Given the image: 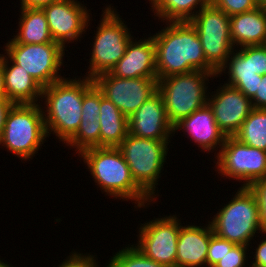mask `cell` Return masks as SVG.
I'll use <instances>...</instances> for the list:
<instances>
[{"label": "cell", "mask_w": 266, "mask_h": 267, "mask_svg": "<svg viewBox=\"0 0 266 267\" xmlns=\"http://www.w3.org/2000/svg\"><path fill=\"white\" fill-rule=\"evenodd\" d=\"M93 83L128 118L158 91L157 78H118L110 72L95 77Z\"/></svg>", "instance_id": "4fadbf2b"}, {"label": "cell", "mask_w": 266, "mask_h": 267, "mask_svg": "<svg viewBox=\"0 0 266 267\" xmlns=\"http://www.w3.org/2000/svg\"><path fill=\"white\" fill-rule=\"evenodd\" d=\"M230 34L234 48L266 44V9L230 16Z\"/></svg>", "instance_id": "7402d4cb"}, {"label": "cell", "mask_w": 266, "mask_h": 267, "mask_svg": "<svg viewBox=\"0 0 266 267\" xmlns=\"http://www.w3.org/2000/svg\"><path fill=\"white\" fill-rule=\"evenodd\" d=\"M213 162L216 173L223 179L242 183L241 187H249L266 177V151L245 145L234 137H226Z\"/></svg>", "instance_id": "30bf717a"}, {"label": "cell", "mask_w": 266, "mask_h": 267, "mask_svg": "<svg viewBox=\"0 0 266 267\" xmlns=\"http://www.w3.org/2000/svg\"><path fill=\"white\" fill-rule=\"evenodd\" d=\"M18 28L13 34L16 43L42 44L54 42L51 36L47 18L42 8H20ZM18 32V33H17Z\"/></svg>", "instance_id": "cb8c5ba5"}, {"label": "cell", "mask_w": 266, "mask_h": 267, "mask_svg": "<svg viewBox=\"0 0 266 267\" xmlns=\"http://www.w3.org/2000/svg\"><path fill=\"white\" fill-rule=\"evenodd\" d=\"M170 143L171 140L147 139L129 133L117 146L129 166L135 183L155 203L159 196L158 181L161 179L164 164L167 162L166 156L172 146Z\"/></svg>", "instance_id": "52a82bcc"}, {"label": "cell", "mask_w": 266, "mask_h": 267, "mask_svg": "<svg viewBox=\"0 0 266 267\" xmlns=\"http://www.w3.org/2000/svg\"><path fill=\"white\" fill-rule=\"evenodd\" d=\"M47 137L40 103L14 104L7 114L0 146L21 162L30 161L47 142Z\"/></svg>", "instance_id": "8992f818"}, {"label": "cell", "mask_w": 266, "mask_h": 267, "mask_svg": "<svg viewBox=\"0 0 266 267\" xmlns=\"http://www.w3.org/2000/svg\"><path fill=\"white\" fill-rule=\"evenodd\" d=\"M210 3L229 17L249 12L259 7L255 0H210Z\"/></svg>", "instance_id": "4dcf8cb0"}, {"label": "cell", "mask_w": 266, "mask_h": 267, "mask_svg": "<svg viewBox=\"0 0 266 267\" xmlns=\"http://www.w3.org/2000/svg\"><path fill=\"white\" fill-rule=\"evenodd\" d=\"M102 92L93 83L92 79L84 77V96L82 104V119L98 118Z\"/></svg>", "instance_id": "f1b7e54d"}, {"label": "cell", "mask_w": 266, "mask_h": 267, "mask_svg": "<svg viewBox=\"0 0 266 267\" xmlns=\"http://www.w3.org/2000/svg\"><path fill=\"white\" fill-rule=\"evenodd\" d=\"M255 195L259 207L261 229L266 232V177L256 180L249 186Z\"/></svg>", "instance_id": "836d02e7"}, {"label": "cell", "mask_w": 266, "mask_h": 267, "mask_svg": "<svg viewBox=\"0 0 266 267\" xmlns=\"http://www.w3.org/2000/svg\"><path fill=\"white\" fill-rule=\"evenodd\" d=\"M84 5L78 0H61L42 7L53 41L66 51L69 43L81 42L92 21V13Z\"/></svg>", "instance_id": "5bb4252c"}, {"label": "cell", "mask_w": 266, "mask_h": 267, "mask_svg": "<svg viewBox=\"0 0 266 267\" xmlns=\"http://www.w3.org/2000/svg\"><path fill=\"white\" fill-rule=\"evenodd\" d=\"M3 260H4V259H2V260L0 259V267H13L12 264H10V263L8 264V262H6V261H5V263H4ZM15 267H16V266H15Z\"/></svg>", "instance_id": "60d3db41"}, {"label": "cell", "mask_w": 266, "mask_h": 267, "mask_svg": "<svg viewBox=\"0 0 266 267\" xmlns=\"http://www.w3.org/2000/svg\"><path fill=\"white\" fill-rule=\"evenodd\" d=\"M6 99L14 104L40 103L42 87L7 54H2Z\"/></svg>", "instance_id": "44dd1931"}, {"label": "cell", "mask_w": 266, "mask_h": 267, "mask_svg": "<svg viewBox=\"0 0 266 267\" xmlns=\"http://www.w3.org/2000/svg\"><path fill=\"white\" fill-rule=\"evenodd\" d=\"M233 137L245 145L266 151V109L253 108Z\"/></svg>", "instance_id": "484cf974"}, {"label": "cell", "mask_w": 266, "mask_h": 267, "mask_svg": "<svg viewBox=\"0 0 266 267\" xmlns=\"http://www.w3.org/2000/svg\"><path fill=\"white\" fill-rule=\"evenodd\" d=\"M223 84V85H221ZM209 92L207 104L213 110L215 122L226 137H233L253 109L251 99L240 90L221 83Z\"/></svg>", "instance_id": "9a60e30c"}, {"label": "cell", "mask_w": 266, "mask_h": 267, "mask_svg": "<svg viewBox=\"0 0 266 267\" xmlns=\"http://www.w3.org/2000/svg\"><path fill=\"white\" fill-rule=\"evenodd\" d=\"M250 246L235 245L228 253H226L222 259L214 267H247ZM249 256H248V255Z\"/></svg>", "instance_id": "f546056e"}, {"label": "cell", "mask_w": 266, "mask_h": 267, "mask_svg": "<svg viewBox=\"0 0 266 267\" xmlns=\"http://www.w3.org/2000/svg\"><path fill=\"white\" fill-rule=\"evenodd\" d=\"M113 4L105 5L101 8L102 14L99 24L94 30L95 36L92 38V49L89 53L88 72L83 77L94 79L95 77L110 72L116 63L124 56L130 40L133 38L128 28L127 22L118 14V9ZM125 22V23H124ZM91 54V55H90Z\"/></svg>", "instance_id": "5b68a950"}, {"label": "cell", "mask_w": 266, "mask_h": 267, "mask_svg": "<svg viewBox=\"0 0 266 267\" xmlns=\"http://www.w3.org/2000/svg\"><path fill=\"white\" fill-rule=\"evenodd\" d=\"M61 0H20V8H42L43 6L58 2Z\"/></svg>", "instance_id": "f35d334b"}, {"label": "cell", "mask_w": 266, "mask_h": 267, "mask_svg": "<svg viewBox=\"0 0 266 267\" xmlns=\"http://www.w3.org/2000/svg\"><path fill=\"white\" fill-rule=\"evenodd\" d=\"M252 67L256 74H266V44L252 46Z\"/></svg>", "instance_id": "e575fe53"}, {"label": "cell", "mask_w": 266, "mask_h": 267, "mask_svg": "<svg viewBox=\"0 0 266 267\" xmlns=\"http://www.w3.org/2000/svg\"><path fill=\"white\" fill-rule=\"evenodd\" d=\"M247 267H264V266L257 265V264H255V263H251V262H249Z\"/></svg>", "instance_id": "7bdbcfd3"}, {"label": "cell", "mask_w": 266, "mask_h": 267, "mask_svg": "<svg viewBox=\"0 0 266 267\" xmlns=\"http://www.w3.org/2000/svg\"><path fill=\"white\" fill-rule=\"evenodd\" d=\"M131 135L154 139L170 140L173 125L169 122L161 94L157 91L128 118Z\"/></svg>", "instance_id": "2e32d148"}, {"label": "cell", "mask_w": 266, "mask_h": 267, "mask_svg": "<svg viewBox=\"0 0 266 267\" xmlns=\"http://www.w3.org/2000/svg\"><path fill=\"white\" fill-rule=\"evenodd\" d=\"M236 244L213 234L207 251V267H214Z\"/></svg>", "instance_id": "1f68e13d"}, {"label": "cell", "mask_w": 266, "mask_h": 267, "mask_svg": "<svg viewBox=\"0 0 266 267\" xmlns=\"http://www.w3.org/2000/svg\"><path fill=\"white\" fill-rule=\"evenodd\" d=\"M255 1L259 6H262L263 8L266 9V0H255Z\"/></svg>", "instance_id": "b9f144b4"}, {"label": "cell", "mask_w": 266, "mask_h": 267, "mask_svg": "<svg viewBox=\"0 0 266 267\" xmlns=\"http://www.w3.org/2000/svg\"><path fill=\"white\" fill-rule=\"evenodd\" d=\"M253 108L266 109V74L259 79L258 90L251 98Z\"/></svg>", "instance_id": "8d00e7d4"}, {"label": "cell", "mask_w": 266, "mask_h": 267, "mask_svg": "<svg viewBox=\"0 0 266 267\" xmlns=\"http://www.w3.org/2000/svg\"><path fill=\"white\" fill-rule=\"evenodd\" d=\"M106 267H167L144 256L133 244L125 245L121 250L115 252Z\"/></svg>", "instance_id": "83f0119b"}, {"label": "cell", "mask_w": 266, "mask_h": 267, "mask_svg": "<svg viewBox=\"0 0 266 267\" xmlns=\"http://www.w3.org/2000/svg\"><path fill=\"white\" fill-rule=\"evenodd\" d=\"M0 99H6L4 90V76H3V64H2L1 53H0Z\"/></svg>", "instance_id": "ab89813d"}, {"label": "cell", "mask_w": 266, "mask_h": 267, "mask_svg": "<svg viewBox=\"0 0 266 267\" xmlns=\"http://www.w3.org/2000/svg\"><path fill=\"white\" fill-rule=\"evenodd\" d=\"M237 189L231 200L221 205L213 218L210 217L209 223L218 237L236 245L250 246L253 250L251 242L259 237L257 234L263 233L258 203L249 187L240 186Z\"/></svg>", "instance_id": "277c9868"}, {"label": "cell", "mask_w": 266, "mask_h": 267, "mask_svg": "<svg viewBox=\"0 0 266 267\" xmlns=\"http://www.w3.org/2000/svg\"><path fill=\"white\" fill-rule=\"evenodd\" d=\"M195 225L189 222L180 226L177 242L176 267H207V251L211 236V224Z\"/></svg>", "instance_id": "d6986e66"}, {"label": "cell", "mask_w": 266, "mask_h": 267, "mask_svg": "<svg viewBox=\"0 0 266 267\" xmlns=\"http://www.w3.org/2000/svg\"><path fill=\"white\" fill-rule=\"evenodd\" d=\"M265 235H266V232H263L261 234V237H259L260 241H258L259 244L255 240V242L257 244V247L255 245V249H254L255 251L254 252L253 251L250 252V254L252 253L251 255H253V256L249 257L250 260L252 259L250 261L251 263H255L257 265H261V266H264V267H266V236ZM261 238H262V240H261Z\"/></svg>", "instance_id": "d590c367"}, {"label": "cell", "mask_w": 266, "mask_h": 267, "mask_svg": "<svg viewBox=\"0 0 266 267\" xmlns=\"http://www.w3.org/2000/svg\"><path fill=\"white\" fill-rule=\"evenodd\" d=\"M3 51L42 87L64 79L61 76L65 49L57 42L42 44L16 43L8 40ZM5 48V49H4Z\"/></svg>", "instance_id": "9c48e42d"}, {"label": "cell", "mask_w": 266, "mask_h": 267, "mask_svg": "<svg viewBox=\"0 0 266 267\" xmlns=\"http://www.w3.org/2000/svg\"><path fill=\"white\" fill-rule=\"evenodd\" d=\"M83 96L84 77L78 75L74 78L65 75L42 88L40 105L48 138L53 134L59 143L66 144L75 135L82 119Z\"/></svg>", "instance_id": "3957f363"}, {"label": "cell", "mask_w": 266, "mask_h": 267, "mask_svg": "<svg viewBox=\"0 0 266 267\" xmlns=\"http://www.w3.org/2000/svg\"><path fill=\"white\" fill-rule=\"evenodd\" d=\"M64 261L61 264H58V267H100L99 265L101 262L97 261V255L89 253H80L76 251H72L63 259ZM104 267H106L104 265Z\"/></svg>", "instance_id": "d6a6232c"}, {"label": "cell", "mask_w": 266, "mask_h": 267, "mask_svg": "<svg viewBox=\"0 0 266 267\" xmlns=\"http://www.w3.org/2000/svg\"><path fill=\"white\" fill-rule=\"evenodd\" d=\"M13 105L14 103L7 99H0V138L3 133L7 114Z\"/></svg>", "instance_id": "74e56055"}, {"label": "cell", "mask_w": 266, "mask_h": 267, "mask_svg": "<svg viewBox=\"0 0 266 267\" xmlns=\"http://www.w3.org/2000/svg\"><path fill=\"white\" fill-rule=\"evenodd\" d=\"M189 22L197 31L208 64L219 72L235 49L230 34V17L209 3Z\"/></svg>", "instance_id": "8fae6325"}, {"label": "cell", "mask_w": 266, "mask_h": 267, "mask_svg": "<svg viewBox=\"0 0 266 267\" xmlns=\"http://www.w3.org/2000/svg\"><path fill=\"white\" fill-rule=\"evenodd\" d=\"M223 74L228 76L224 84L240 90L251 99L258 90L259 79H262V75L256 74L252 67V46L235 48L226 64L217 72V78Z\"/></svg>", "instance_id": "ffe728a7"}, {"label": "cell", "mask_w": 266, "mask_h": 267, "mask_svg": "<svg viewBox=\"0 0 266 267\" xmlns=\"http://www.w3.org/2000/svg\"><path fill=\"white\" fill-rule=\"evenodd\" d=\"M216 77L217 72L194 70L158 80V91L173 126L207 104L209 78Z\"/></svg>", "instance_id": "ba28073f"}, {"label": "cell", "mask_w": 266, "mask_h": 267, "mask_svg": "<svg viewBox=\"0 0 266 267\" xmlns=\"http://www.w3.org/2000/svg\"><path fill=\"white\" fill-rule=\"evenodd\" d=\"M158 22L190 21L210 0H148ZM158 17V18H157Z\"/></svg>", "instance_id": "d4e9b609"}, {"label": "cell", "mask_w": 266, "mask_h": 267, "mask_svg": "<svg viewBox=\"0 0 266 267\" xmlns=\"http://www.w3.org/2000/svg\"><path fill=\"white\" fill-rule=\"evenodd\" d=\"M100 127L98 118L81 119L75 135L65 145L70 150L75 148L78 155L85 149L100 147Z\"/></svg>", "instance_id": "4316f807"}, {"label": "cell", "mask_w": 266, "mask_h": 267, "mask_svg": "<svg viewBox=\"0 0 266 267\" xmlns=\"http://www.w3.org/2000/svg\"><path fill=\"white\" fill-rule=\"evenodd\" d=\"M153 34L157 80L194 70L216 72L207 62L197 31L189 21L164 22Z\"/></svg>", "instance_id": "6da1fadb"}, {"label": "cell", "mask_w": 266, "mask_h": 267, "mask_svg": "<svg viewBox=\"0 0 266 267\" xmlns=\"http://www.w3.org/2000/svg\"><path fill=\"white\" fill-rule=\"evenodd\" d=\"M98 120L101 125L100 147H117L129 134L128 117L104 96L100 101Z\"/></svg>", "instance_id": "603a6c76"}, {"label": "cell", "mask_w": 266, "mask_h": 267, "mask_svg": "<svg viewBox=\"0 0 266 267\" xmlns=\"http://www.w3.org/2000/svg\"><path fill=\"white\" fill-rule=\"evenodd\" d=\"M134 38L135 36L128 43L124 56L110 73L126 79L157 78L156 47L152 34L139 40Z\"/></svg>", "instance_id": "ac0fdd59"}, {"label": "cell", "mask_w": 266, "mask_h": 267, "mask_svg": "<svg viewBox=\"0 0 266 267\" xmlns=\"http://www.w3.org/2000/svg\"><path fill=\"white\" fill-rule=\"evenodd\" d=\"M178 131L187 135L186 138H191L190 141L192 140L204 153L209 154L216 150L214 157L219 153L226 139L215 122L213 110L208 104L176 123L173 126V136Z\"/></svg>", "instance_id": "e0dca14e"}, {"label": "cell", "mask_w": 266, "mask_h": 267, "mask_svg": "<svg viewBox=\"0 0 266 267\" xmlns=\"http://www.w3.org/2000/svg\"><path fill=\"white\" fill-rule=\"evenodd\" d=\"M160 218H153L140 223L137 230L138 241L133 244L144 256L167 267H176L177 242L180 232V216L159 214ZM165 216V217H164ZM178 216V217H177Z\"/></svg>", "instance_id": "7c38bea8"}, {"label": "cell", "mask_w": 266, "mask_h": 267, "mask_svg": "<svg viewBox=\"0 0 266 267\" xmlns=\"http://www.w3.org/2000/svg\"><path fill=\"white\" fill-rule=\"evenodd\" d=\"M77 156L86 165L97 188L106 196L131 201L137 210L147 209L149 205L155 204L135 183L129 166L117 147H92Z\"/></svg>", "instance_id": "7a4b0ae2"}]
</instances>
